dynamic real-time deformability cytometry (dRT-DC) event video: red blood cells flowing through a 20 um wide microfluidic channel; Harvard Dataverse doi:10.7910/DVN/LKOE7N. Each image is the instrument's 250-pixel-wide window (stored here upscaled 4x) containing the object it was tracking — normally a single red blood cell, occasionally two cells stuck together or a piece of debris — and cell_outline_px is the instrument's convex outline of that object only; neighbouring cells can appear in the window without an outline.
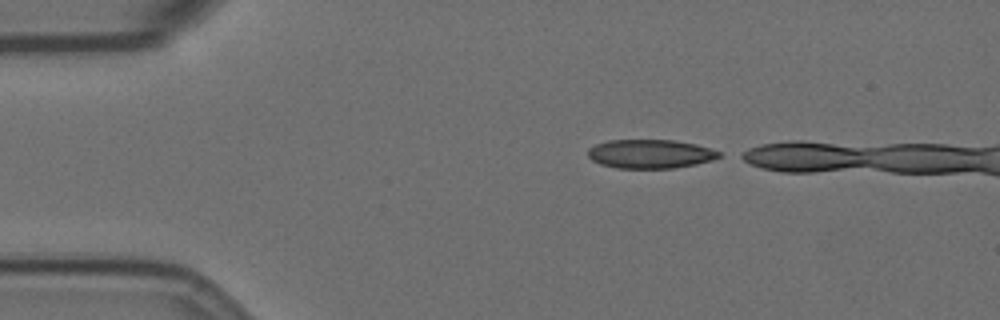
{"species": "Egyptian fruit bat (a non-hibernating species)", "species_latin": "Rousettus aegyptiacus", "temperature_condition": "room temperature", "stored_images_in_passage": 8, "camera_frame_rate_fps": 3000, "um_per_image_px": 0.085, "animal": {"sex": "female"}, "frame": {"image": 1, "passage_image": 1, "time_ms": 0.0, "image_size_px": [1000, 320], "cell_outline_px": [[720, 156], [712, 160], [696, 164], [672, 168], [616, 168], [600, 164], [592, 160], [588, 156], [588, 148], [596, 144], [608, 140], [672, 140], [696, 144], [720, 152]], "centroid_in_image_um": [55.24, 13.08], "position_along_channel_um": 29.8, "area_um2": 21.96}}